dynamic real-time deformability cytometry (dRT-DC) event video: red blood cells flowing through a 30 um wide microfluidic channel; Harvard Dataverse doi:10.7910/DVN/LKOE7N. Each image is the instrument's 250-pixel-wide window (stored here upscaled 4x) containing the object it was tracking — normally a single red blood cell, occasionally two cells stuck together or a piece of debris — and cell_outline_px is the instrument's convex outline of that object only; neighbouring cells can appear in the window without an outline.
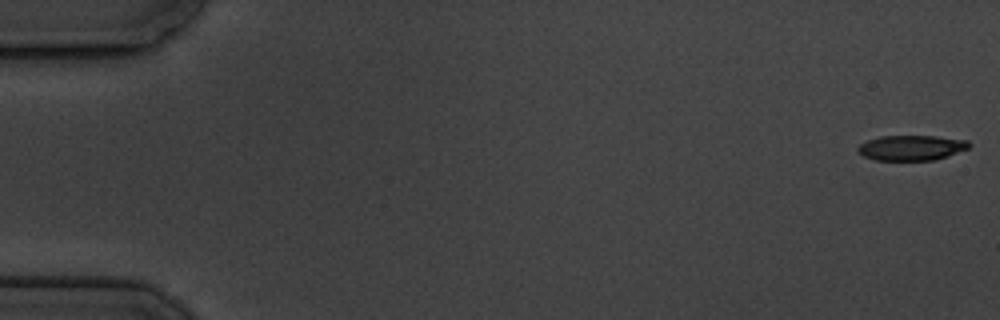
{"species": "common noctule bat (a hibernating species)", "species_latin": "Nyctalus noctula", "temperature_condition": "cold", "stored_images_in_passage": 6, "camera_frame_rate_fps": 3000, "um_per_image_px": 0.085, "animal": {"sex": "male", "body_mass_g": 19.5, "forearm_length_mm": 54.6}, "frame": {"image": 1, "passage_image": 1, "time_ms": 0.0, "image_size_px": [1000, 320], "cell_outline_px": [[972, 144], [968, 148], [948, 156], [932, 160], [876, 160], [864, 156], [856, 152], [856, 148], [860, 144], [868, 140], [880, 136], [936, 136], [968, 140]], "centroid_in_image_um": [77.46, 12.55], "position_along_channel_um": 7.5, "area_um2": 16.36}}
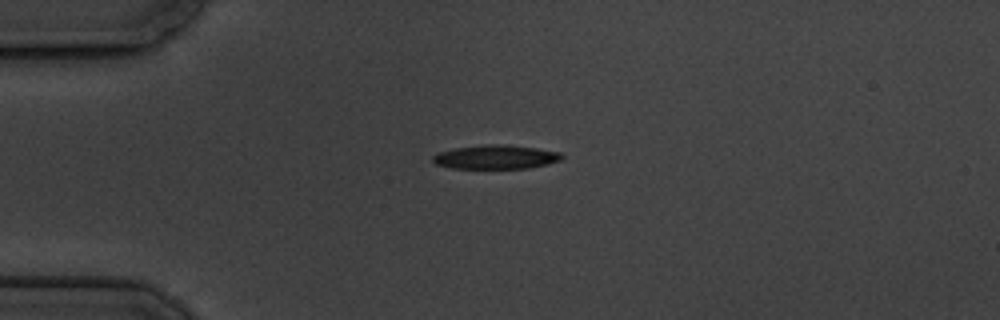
{"frame": {"image": 2, "passage_image": 5, "time_ms": 4.667, "image_size_px": [1000, 320], "cell_outline_px": [[564, 156], [560, 160], [548, 164], [528, 168], [452, 168], [436, 164], [432, 160], [432, 156], [440, 152], [456, 148], [484, 144], [504, 144], [536, 148], [560, 152]], "centroid_in_image_um": [42.16, 13.34], "position_along_channel_um": 42.8, "area_um2": 17.92}}